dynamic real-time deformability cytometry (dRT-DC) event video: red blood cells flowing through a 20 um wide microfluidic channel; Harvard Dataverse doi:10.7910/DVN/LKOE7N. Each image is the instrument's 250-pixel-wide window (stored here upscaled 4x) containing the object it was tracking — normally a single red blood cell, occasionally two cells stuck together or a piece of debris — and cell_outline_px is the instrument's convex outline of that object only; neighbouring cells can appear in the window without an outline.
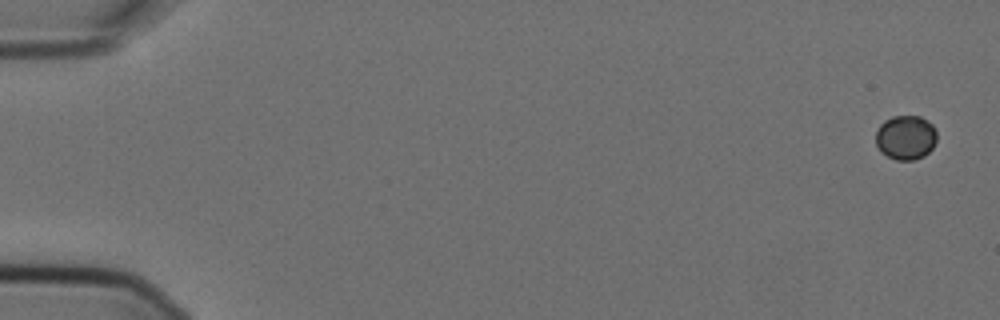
{"species": "Egyptian fruit bat (a non-hibernating species)", "species_latin": "Rousettus aegyptiacus", "temperature_condition": "cold", "stored_images_in_passage": 15, "camera_frame_rate_fps": 3000, "um_per_image_px": 0.085, "animal": {"sex": "female"}, "frame": {"image": 1, "passage_image": 1, "time_ms": 0.0, "image_size_px": [1000, 320], "cell_outline_px": [[936, 140], [932, 148], [924, 156], [912, 160], [896, 160], [880, 152], [876, 144], [876, 132], [880, 124], [884, 120], [892, 116], [920, 116], [932, 124], [936, 132]], "centroid_in_image_um": [76.97, 11.68], "position_along_channel_um": 8.0, "area_um2": 15.84}}
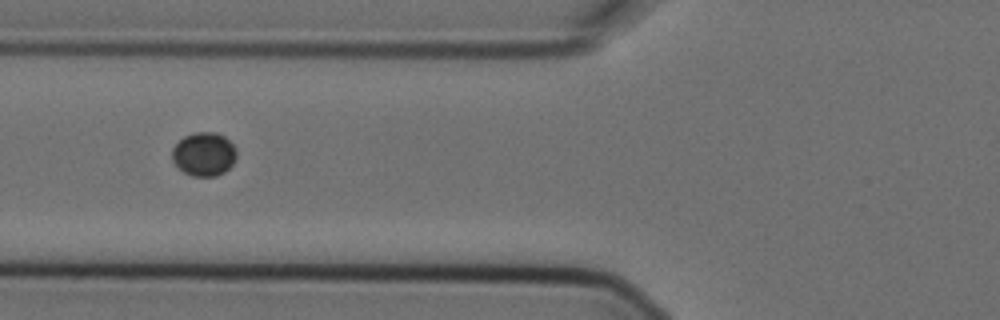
{"frame": {"image": 2, "passage_image": 6, "time_ms": 1.667, "image_size_px": [1000, 320], "cell_outline_px": [[236, 160], [224, 172], [216, 176], [192, 176], [184, 172], [172, 160], [172, 148], [184, 136], [196, 132], [216, 132], [224, 136], [236, 148]], "centroid_in_image_um": [17.34, 13.1], "position_along_channel_um": 108.5, "area_um2": 16.36}}
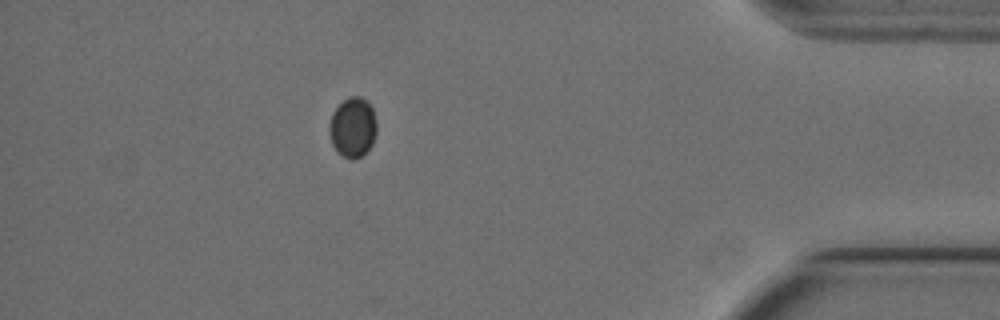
{"frame": {"image": 3, "passage_image": 14, "time_ms": 4.333, "image_size_px": [1000, 320], "cell_outline_px": [[376, 132], [372, 144], [360, 156], [352, 160], [344, 156], [332, 144], [328, 132], [328, 128], [332, 112], [348, 96], [360, 96], [372, 108], [376, 120]], "centroid_in_image_um": [29.97, 10.8], "position_along_channel_um": 405.2, "area_um2": 16.3}}